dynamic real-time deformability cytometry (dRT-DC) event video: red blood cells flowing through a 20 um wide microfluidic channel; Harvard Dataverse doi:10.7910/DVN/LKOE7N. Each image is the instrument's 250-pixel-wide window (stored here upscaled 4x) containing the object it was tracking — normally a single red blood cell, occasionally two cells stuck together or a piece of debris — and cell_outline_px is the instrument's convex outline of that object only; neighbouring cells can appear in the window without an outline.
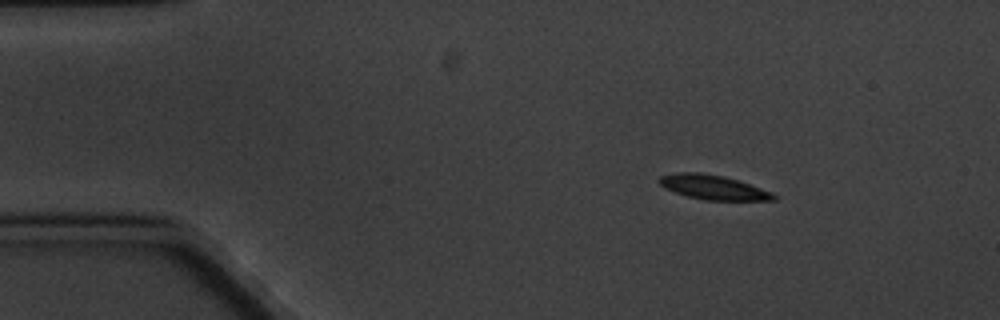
{"species": "common noctule bat (a hibernating species)", "species_latin": "Nyctalus noctula", "temperature_condition": "cold", "stored_images_in_passage": 5, "camera_frame_rate_fps": 3000, "um_per_image_px": 0.085, "animal": {"sex": "male", "body_mass_g": 20.1, "forearm_length_mm": 53.5}, "frame": {"image": 1, "passage_image": 2, "time_ms": 1.0, "image_size_px": [1000, 320], "cell_outline_px": [[776, 200], [704, 200], [688, 196], [664, 188], [656, 180], [660, 176], [676, 172], [700, 172], [724, 176], [772, 192], [776, 196]], "centroid_in_image_um": [60.57, 15.91], "position_along_channel_um": 24.4, "area_um2": 16.18}}
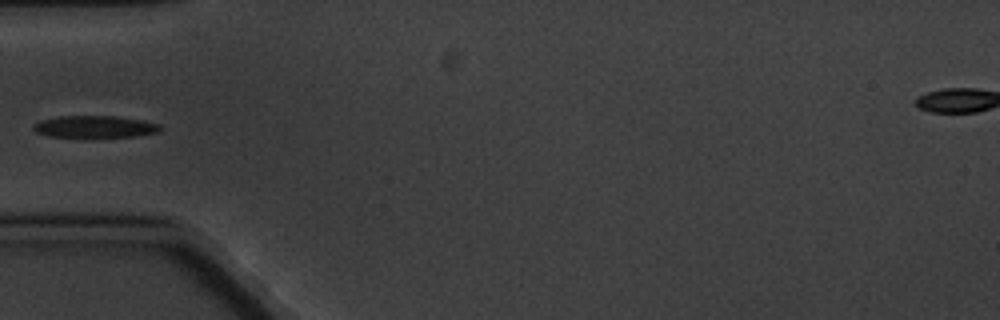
{"frame": {"image": 2, "passage_image": 5, "time_ms": 4.667, "image_size_px": [1000, 320], "cell_outline_px": [[160, 132], [136, 136], [84, 140], [48, 136], [36, 132], [32, 128], [32, 124], [40, 120], [60, 116], [116, 116], [140, 120], [160, 124]], "centroid_in_image_um": [8.0, 10.82], "position_along_channel_um": 77.0, "area_um2": 17.22}}